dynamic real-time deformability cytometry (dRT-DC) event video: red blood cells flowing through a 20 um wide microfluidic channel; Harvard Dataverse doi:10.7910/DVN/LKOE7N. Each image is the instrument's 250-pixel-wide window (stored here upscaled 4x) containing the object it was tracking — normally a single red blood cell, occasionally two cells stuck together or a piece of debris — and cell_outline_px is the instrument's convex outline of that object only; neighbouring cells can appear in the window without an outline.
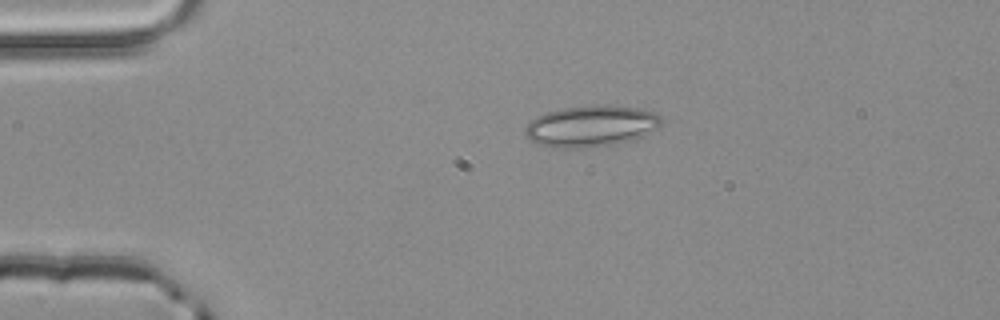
{"species": "common noctule bat (a hibernating species)", "species_latin": "Nyctalus noctula", "temperature_condition": "room temperature", "stored_images_in_passage": 4, "camera_frame_rate_fps": 3000, "um_per_image_px": 0.085, "animal": {"sex": "male", "body_mass_g": 20.4}, "frame": {"image": 1, "passage_image": 4, "time_ms": 1.0, "image_size_px": [1000, 320], "cell_outline_px": [[664, 120], [660, 128], [640, 136], [628, 140], [612, 144], [588, 148], [552, 148], [540, 144], [524, 136], [524, 128], [536, 116], [544, 112], [564, 108], [640, 108], [656, 112], [664, 116]], "centroid_in_image_um": [50.24, 10.76], "position_along_channel_um": 34.8, "area_um2": 32.02}}